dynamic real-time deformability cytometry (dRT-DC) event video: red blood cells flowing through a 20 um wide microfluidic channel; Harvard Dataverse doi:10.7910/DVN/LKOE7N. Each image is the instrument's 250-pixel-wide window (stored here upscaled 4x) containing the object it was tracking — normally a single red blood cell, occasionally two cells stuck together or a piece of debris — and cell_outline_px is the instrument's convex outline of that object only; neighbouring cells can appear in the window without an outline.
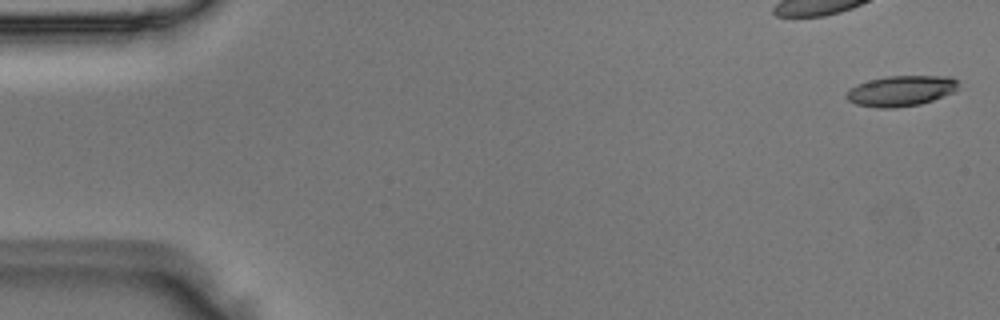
{"species": "Egyptian fruit bat (a non-hibernating species)", "species_latin": "Rousettus aegyptiacus", "temperature_condition": "room temperature", "stored_images_in_passage": 5, "camera_frame_rate_fps": 3000, "um_per_image_px": 0.085, "animal": {"sex": "male"}, "frame": {"image": 1, "passage_image": 1, "time_ms": 0.0, "image_size_px": [1000, 320], "cell_outline_px": [[960, 80], [956, 92], [920, 104], [896, 108], [876, 108], [856, 104], [848, 100], [844, 96], [856, 84], [868, 80], [884, 76], [952, 76]], "centroid_in_image_um": [76.62, 7.72], "position_along_channel_um": 8.4, "area_um2": 20.23}}